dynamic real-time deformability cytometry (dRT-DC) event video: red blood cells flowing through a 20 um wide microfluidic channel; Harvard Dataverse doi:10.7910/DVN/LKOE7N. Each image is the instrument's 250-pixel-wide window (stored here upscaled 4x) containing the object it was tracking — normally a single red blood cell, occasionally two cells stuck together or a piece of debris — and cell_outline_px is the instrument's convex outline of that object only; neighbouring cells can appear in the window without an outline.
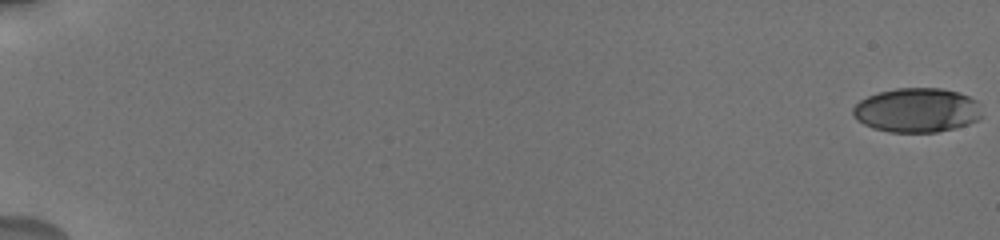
{"species": "human", "species_latin": "Homo sapiens", "temperature_condition": "cold", "stored_images_in_passage": 60, "camera_frame_rate_fps": 3000, "um_per_image_px": 0.085, "donor": {"sex": "male"}, "frame": {"image": 1, "passage_image": 1, "time_ms": 0.0, "image_size_px": [1000, 240], "cell_outline_px": [[980, 116], [976, 120], [968, 124], [956, 128], [936, 132], [888, 132], [872, 128], [856, 120], [852, 112], [852, 108], [860, 100], [868, 96], [880, 92], [896, 88], [940, 88], [960, 92], [976, 100]], "centroid_in_image_um": [77.9, 9.37], "position_along_channel_um": 7.1, "area_um2": 33.23}}
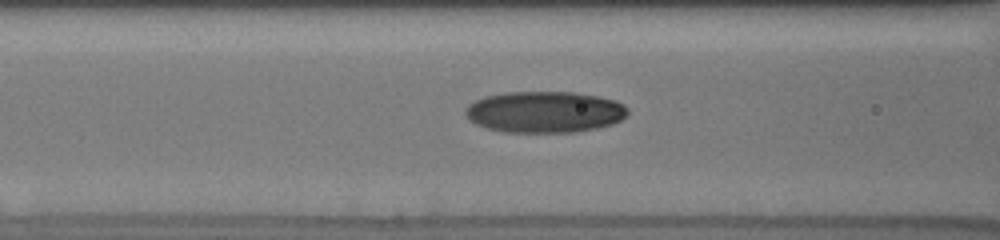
{"frame": {"image": 2, "passage_image": 28, "time_ms": 8.667, "image_size_px": [1000, 240], "cell_outline_px": [[628, 112], [620, 120], [612, 124], [596, 128], [572, 132], [504, 132], [488, 128], [476, 124], [468, 120], [464, 112], [468, 104], [484, 96], [508, 92], [572, 92], [596, 96], [616, 100], [624, 104], [628, 108]], "centroid_in_image_um": [46.27, 9.51], "position_along_channel_um": 120.3, "area_um2": 39.13}}
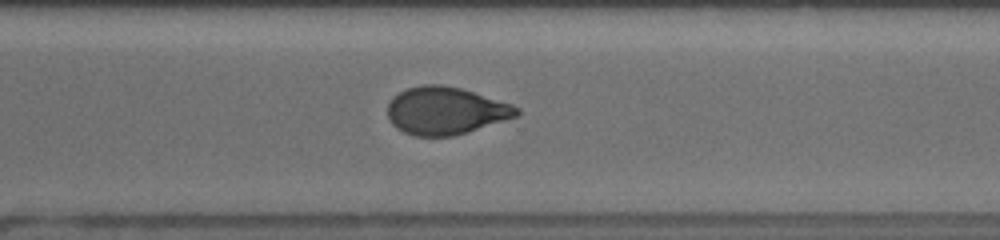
{"frame": {"image": 3, "passage_image": 46, "time_ms": 14.333, "image_size_px": [1000, 240], "cell_outline_px": [[520, 112], [516, 116], [468, 132], [452, 136], [416, 136], [404, 132], [396, 128], [388, 120], [388, 104], [392, 96], [408, 88], [424, 84], [440, 84], [460, 88], [512, 104], [520, 108]], "centroid_in_image_um": [37.85, 9.41], "position_along_channel_um": 332.8, "area_um2": 35.66}, "authors_computed_cell_mechanics": {"area_um2": 35.9227, "velocity_mm_per_s": 3.7575, "shape_relaxation_time_tau1_ms": 5.7916, "shape_relaxation_time_tau2_ms": 3.4186, "deformation_change_tau1": 0.1879, "deformation_change_tau2": 0.068}}